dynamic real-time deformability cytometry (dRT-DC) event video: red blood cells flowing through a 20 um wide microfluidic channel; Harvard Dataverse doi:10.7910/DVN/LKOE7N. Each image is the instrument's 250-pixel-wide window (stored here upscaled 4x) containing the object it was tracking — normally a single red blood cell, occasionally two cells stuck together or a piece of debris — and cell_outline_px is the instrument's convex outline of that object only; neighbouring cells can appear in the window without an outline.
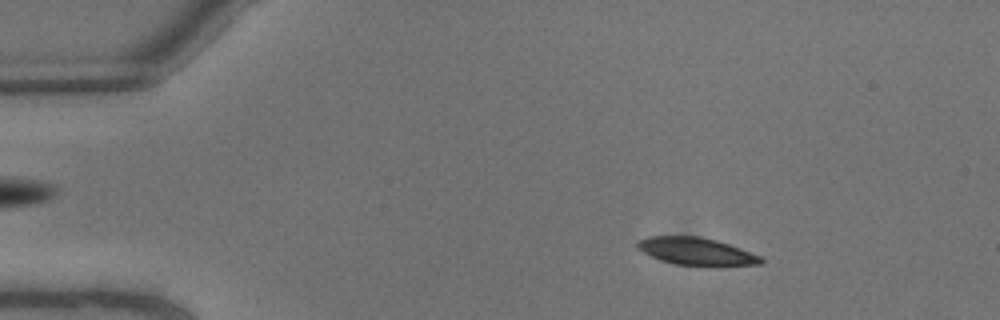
{"species": "common noctule bat (a hibernating species)", "species_latin": "Nyctalus noctula", "temperature_condition": "warm", "stored_images_in_passage": 6, "camera_frame_rate_fps": 3000, "um_per_image_px": 0.085, "animal": {"sex": "male", "body_mass_g": 13.3}, "frame": {"image": 1, "passage_image": 3, "time_ms": 0.667, "image_size_px": [1000, 320], "cell_outline_px": [[764, 264], [720, 268], [676, 264], [660, 260], [636, 248], [636, 240], [648, 236], [696, 236], [716, 240], [740, 248], [760, 256], [764, 260]], "centroid_in_image_um": [59.24, 21.4], "position_along_channel_um": 25.8, "area_um2": 20.4}}
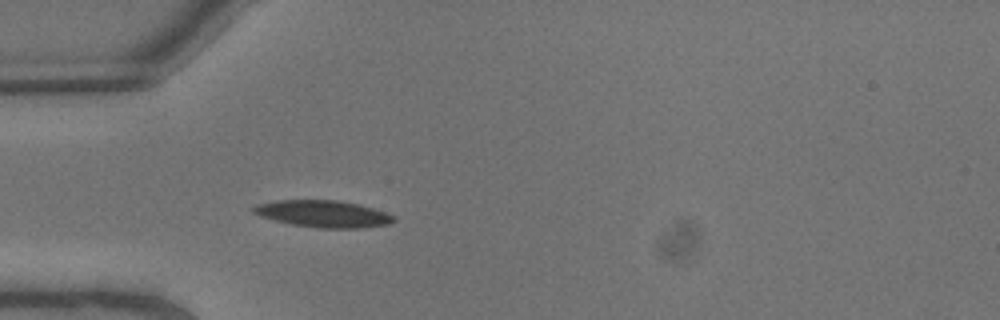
{"frame": {"image": 2, "passage_image": 6, "time_ms": 1.667, "image_size_px": [1000, 320], "cell_outline_px": [[396, 220], [388, 224], [360, 228], [316, 228], [292, 224], [260, 216], [252, 212], [252, 208], [260, 204], [276, 200], [336, 200], [360, 204], [384, 212], [392, 216]], "centroid_in_image_um": [27.47, 18.17], "position_along_channel_um": 57.5, "area_um2": 21.73}}